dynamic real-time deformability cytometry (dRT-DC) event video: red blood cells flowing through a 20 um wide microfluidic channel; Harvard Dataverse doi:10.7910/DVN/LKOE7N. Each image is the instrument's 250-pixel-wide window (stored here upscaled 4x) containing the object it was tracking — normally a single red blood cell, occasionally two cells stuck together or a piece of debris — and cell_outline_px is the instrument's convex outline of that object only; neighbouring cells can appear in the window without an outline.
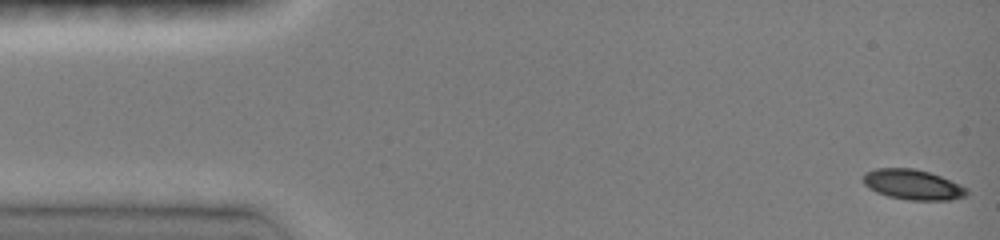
{"species": "common noctule bat (a hibernating species)", "species_latin": "Nyctalus noctula", "temperature_condition": "room temperature", "stored_images_in_passage": 46, "camera_frame_rate_fps": 3000, "um_per_image_px": 0.085, "animal": {"sex": "female", "body_mass_g": 19.0, "forearm_length_mm": 51.5}, "frame": {"image": 1, "passage_image": 1, "time_ms": 0.0, "image_size_px": [1000, 240], "cell_outline_px": [[968, 196], [948, 200], [908, 200], [888, 196], [876, 192], [868, 188], [864, 184], [864, 172], [876, 168], [912, 168], [928, 172], [940, 176], [960, 184], [968, 188]], "centroid_in_image_um": [77.59, 15.69], "position_along_channel_um": 7.4, "area_um2": 18.26}}
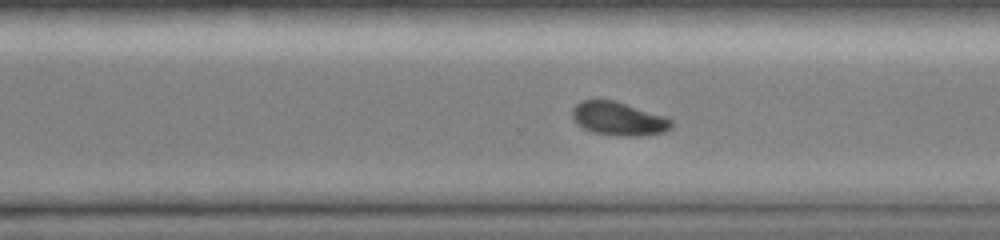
{"frame": {"image": 2, "passage_image": 32, "time_ms": 10.667, "image_size_px": [1000, 240], "cell_outline_px": [[672, 128], [664, 132], [640, 136], [620, 136], [592, 132], [576, 124], [572, 116], [572, 108], [580, 100], [612, 100], [668, 116], [672, 120]], "centroid_in_image_um": [52.59, 10.09], "position_along_channel_um": 318.0, "area_um2": 19.54}}
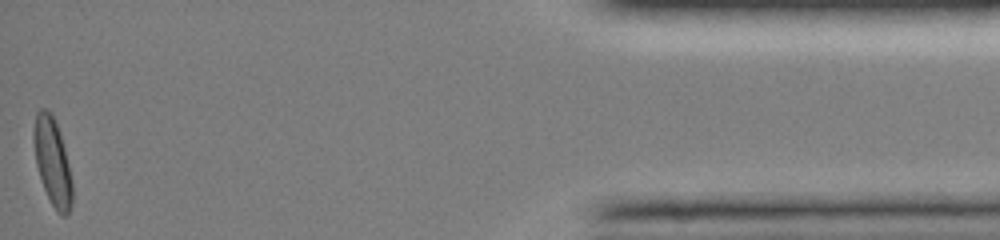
{"frame": {"image": 3, "passage_image": 46, "time_ms": 15.333, "image_size_px": [1000, 240], "cell_outline_px": [[72, 204], [68, 212], [64, 216], [60, 216], [56, 212], [44, 188], [36, 164], [32, 140], [32, 132], [36, 112], [40, 108], [44, 108], [52, 112], [60, 132], [72, 180]], "centroid_in_image_um": [4.44, 13.7], "position_along_channel_um": 430.8, "area_um2": 19.77}, "authors_computed_cell_mechanics": {"area_um2": 19.5364, "velocity_mm_per_s": 4.0623, "shape_relaxation_time_tau1_ms": 3.7176, "shape_relaxation_time_tau2_ms": null, "deformation_change_tau1": 0.1275, "deformation_change_tau2": null}}